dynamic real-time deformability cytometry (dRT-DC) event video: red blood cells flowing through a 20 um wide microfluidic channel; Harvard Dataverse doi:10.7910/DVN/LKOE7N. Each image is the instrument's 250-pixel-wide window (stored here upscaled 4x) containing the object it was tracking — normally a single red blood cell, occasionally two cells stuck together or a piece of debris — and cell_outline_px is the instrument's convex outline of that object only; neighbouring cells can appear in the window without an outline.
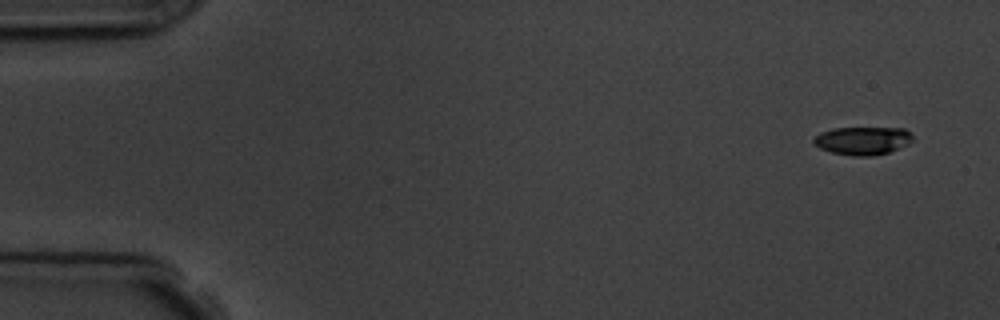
{"species": "common noctule bat (a hibernating species)", "species_latin": "Nyctalus noctula", "temperature_condition": "room temperature", "stored_images_in_passage": 5, "camera_frame_rate_fps": 3000, "um_per_image_px": 0.085, "animal": {"sex": "male", "body_mass_g": 19.5, "forearm_length_mm": 54.6}, "frame": {"image": 1, "passage_image": 1, "time_ms": 0.0, "image_size_px": [1000, 320], "cell_outline_px": [[912, 140], [908, 144], [888, 152], [872, 156], [852, 156], [832, 152], [820, 148], [812, 140], [820, 132], [832, 128], [904, 128], [912, 136]], "centroid_in_image_um": [73.31, 11.95], "position_along_channel_um": 11.7, "area_um2": 16.07}}
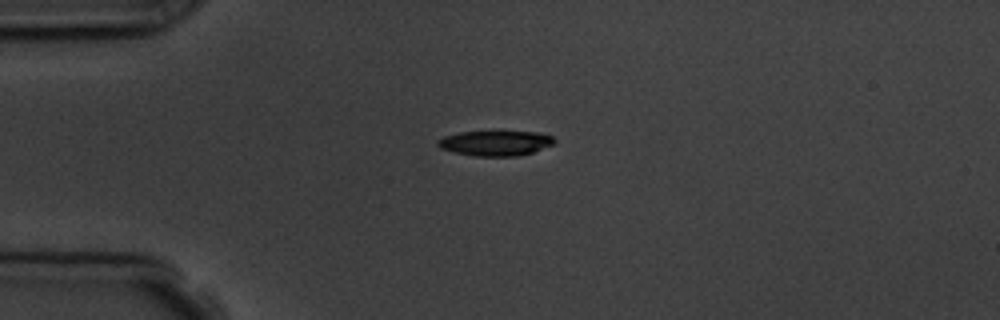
{"frame": {"image": 2, "passage_image": 4, "time_ms": 3.667, "image_size_px": [1000, 320], "cell_outline_px": [[556, 144], [532, 152], [516, 156], [472, 156], [440, 148], [436, 144], [436, 140], [444, 136], [460, 132], [536, 132], [552, 136], [556, 140]], "centroid_in_image_um": [42.11, 12.17], "position_along_channel_um": 42.9, "area_um2": 16.99}}